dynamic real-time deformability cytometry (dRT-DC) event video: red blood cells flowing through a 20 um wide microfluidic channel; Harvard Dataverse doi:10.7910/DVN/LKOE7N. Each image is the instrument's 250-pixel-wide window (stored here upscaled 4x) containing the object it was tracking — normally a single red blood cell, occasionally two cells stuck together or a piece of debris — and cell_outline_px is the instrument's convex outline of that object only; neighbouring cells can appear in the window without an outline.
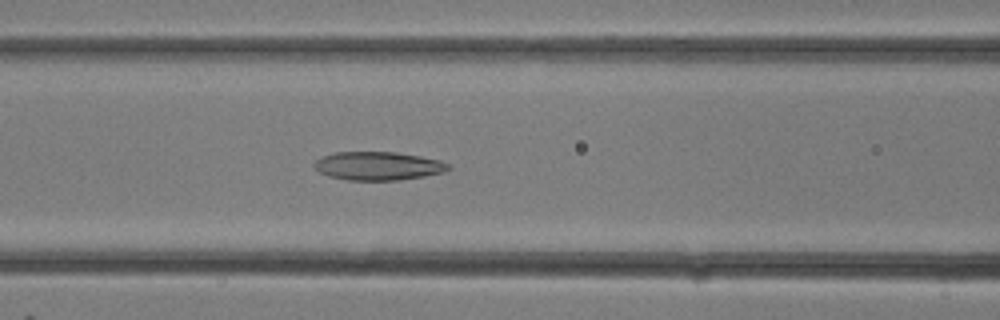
{"species": "common noctule bat (a hibernating species)", "species_latin": "Nyctalus noctula", "temperature_condition": "room temperature", "stored_images_in_passage": 18, "camera_frame_rate_fps": 3000, "um_per_image_px": 0.085, "animal": {"sex": "female"}, "frame": {"image": 1, "passage_image": 11, "time_ms": 3.333, "image_size_px": [1000, 320], "cell_outline_px": [[452, 168], [444, 172], [424, 176], [400, 180], [348, 180], [328, 176], [312, 168], [312, 164], [320, 156], [336, 152], [396, 152], [420, 156], [440, 160], [448, 164]], "centroid_in_image_um": [32.1, 14.1], "position_along_channel_um": 134.5, "area_um2": 22.43}}
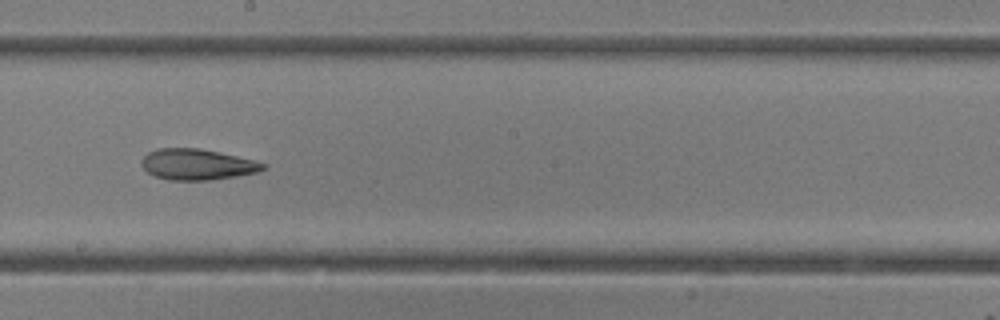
{"frame": {"image": 2, "passage_image": 15, "time_ms": 4.667, "image_size_px": [1000, 320], "cell_outline_px": [[268, 168], [256, 172], [236, 176], [212, 180], [168, 180], [156, 176], [148, 172], [140, 164], [140, 160], [148, 152], [156, 148], [200, 148], [256, 160], [268, 164]], "centroid_in_image_um": [16.78, 13.97], "position_along_channel_um": 231.4, "area_um2": 22.08}}
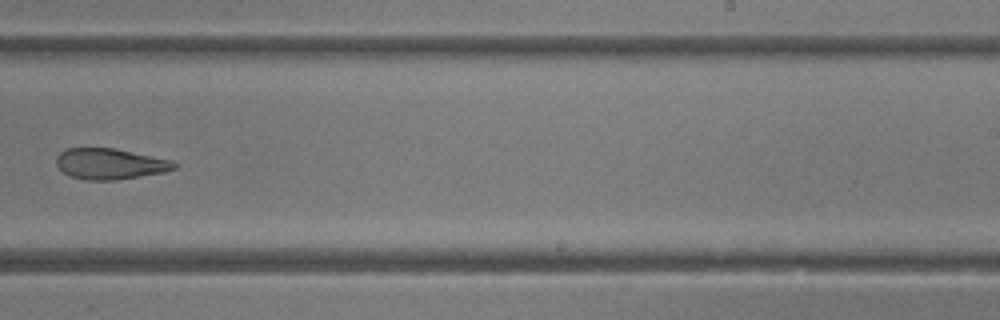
{"frame": {"image": 3, "passage_image": 17, "time_ms": 5.333, "image_size_px": [1000, 320], "cell_outline_px": [[176, 168], [164, 172], [116, 180], [84, 180], [72, 176], [64, 172], [56, 164], [56, 156], [64, 148], [112, 148], [172, 160], [176, 164]], "centroid_in_image_um": [9.32, 13.92], "position_along_channel_um": 279.7, "area_um2": 21.04}}